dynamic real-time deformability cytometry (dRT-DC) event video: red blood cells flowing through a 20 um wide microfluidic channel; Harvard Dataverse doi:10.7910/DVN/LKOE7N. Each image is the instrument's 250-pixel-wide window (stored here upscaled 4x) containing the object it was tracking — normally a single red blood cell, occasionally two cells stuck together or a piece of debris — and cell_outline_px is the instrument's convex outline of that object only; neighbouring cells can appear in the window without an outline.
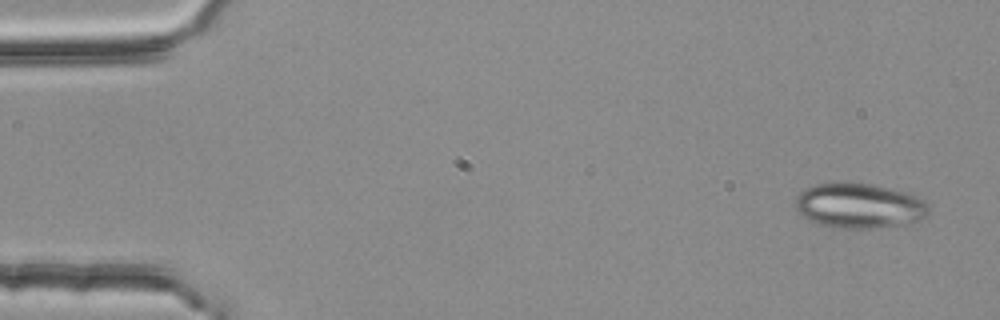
{"species": "common noctule bat (a hibernating species)", "species_latin": "Nyctalus noctula", "temperature_condition": "room temperature", "stored_images_in_passage": 4, "camera_frame_rate_fps": 3000, "um_per_image_px": 0.085, "animal": {"sex": "female", "body_mass_g": 25.1}, "frame": {"image": 1, "passage_image": 1, "time_ms": 0.0, "image_size_px": [1000, 320], "cell_outline_px": [[928, 212], [924, 216], [916, 220], [900, 224], [876, 228], [840, 228], [820, 224], [808, 220], [792, 204], [796, 196], [804, 188], [816, 184], [868, 184], [888, 188], [904, 192], [916, 196], [924, 200], [928, 208]], "centroid_in_image_um": [72.97, 17.5], "position_along_channel_um": 12.0, "area_um2": 34.22}}